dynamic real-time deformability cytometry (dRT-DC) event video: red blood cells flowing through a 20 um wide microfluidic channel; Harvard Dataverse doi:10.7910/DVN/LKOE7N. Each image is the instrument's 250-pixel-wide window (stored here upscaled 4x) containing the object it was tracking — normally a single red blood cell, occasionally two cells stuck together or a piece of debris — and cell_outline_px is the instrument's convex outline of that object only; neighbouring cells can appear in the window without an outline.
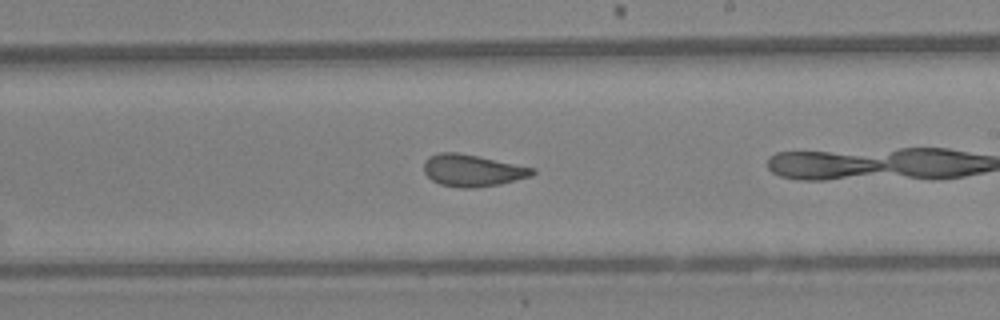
{"species": "Egyptian fruit bat (a non-hibernating species)", "species_latin": "Rousettus aegyptiacus", "temperature_condition": "warm", "stored_images_in_passage": 21, "camera_frame_rate_fps": 3000, "um_per_image_px": 0.085, "animal": {"sex": "female"}, "frame": {"image": 1, "passage_image": 12, "time_ms": 3.667, "image_size_px": [1000, 320], "cell_outline_px": [[536, 172], [532, 176], [500, 184], [476, 188], [460, 188], [440, 184], [432, 180], [424, 172], [424, 160], [428, 156], [440, 152], [456, 152], [536, 168]], "centroid_in_image_um": [40.15, 14.49], "position_along_channel_um": 248.8, "area_um2": 20.23}}